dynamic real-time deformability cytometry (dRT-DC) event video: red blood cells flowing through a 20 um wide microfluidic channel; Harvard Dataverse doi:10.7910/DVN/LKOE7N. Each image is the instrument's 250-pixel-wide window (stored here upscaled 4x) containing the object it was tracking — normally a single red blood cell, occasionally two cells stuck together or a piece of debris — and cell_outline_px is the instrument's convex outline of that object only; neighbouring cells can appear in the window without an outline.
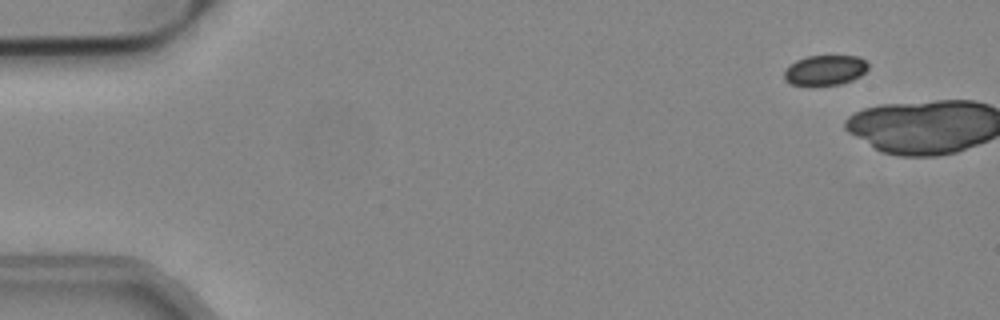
{"species": "common noctule bat (a hibernating species)", "species_latin": "Nyctalus noctula", "temperature_condition": "cold", "stored_images_in_passage": 7, "camera_frame_rate_fps": 3000, "um_per_image_px": 0.085, "animal": {"sex": "male", "body_mass_g": 19.2, "forearm_length_mm": 51.8}, "frame": {"image": 1, "passage_image": 6, "time_ms": 1.667, "image_size_px": [1000, 320], "cell_outline_px": [[868, 68], [860, 76], [852, 80], [840, 84], [792, 84], [784, 80], [784, 68], [796, 60], [808, 56], [860, 56], [868, 64]], "centroid_in_image_um": [70.12, 5.94], "position_along_channel_um": 14.9, "area_um2": 14.57}}